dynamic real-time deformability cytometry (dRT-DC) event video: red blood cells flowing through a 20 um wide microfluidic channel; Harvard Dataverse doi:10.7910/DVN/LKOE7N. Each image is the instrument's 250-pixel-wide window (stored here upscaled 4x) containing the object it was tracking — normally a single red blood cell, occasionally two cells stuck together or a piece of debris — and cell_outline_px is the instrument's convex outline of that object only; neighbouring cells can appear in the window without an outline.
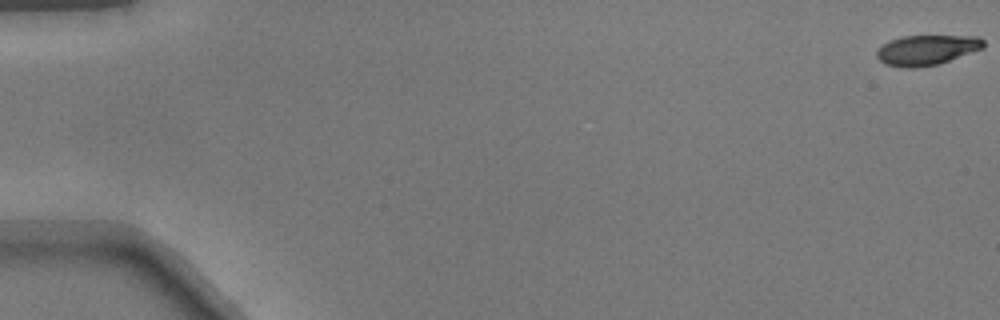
{"species": "common noctule bat (a hibernating species)", "species_latin": "Nyctalus noctula", "temperature_condition": "warm", "stored_images_in_passage": 51, "camera_frame_rate_fps": 3000, "um_per_image_px": 0.085, "animal": {"sex": "male", "body_mass_g": 17.9}, "frame": {"image": 1, "passage_image": 1, "time_ms": 0.0, "image_size_px": [1000, 320], "cell_outline_px": [[984, 48], [940, 64], [916, 68], [908, 68], [884, 64], [876, 56], [876, 52], [884, 44], [892, 40], [904, 36], [976, 36], [984, 40]], "centroid_in_image_um": [78.8, 4.26], "position_along_channel_um": 6.2, "area_um2": 18.67}}
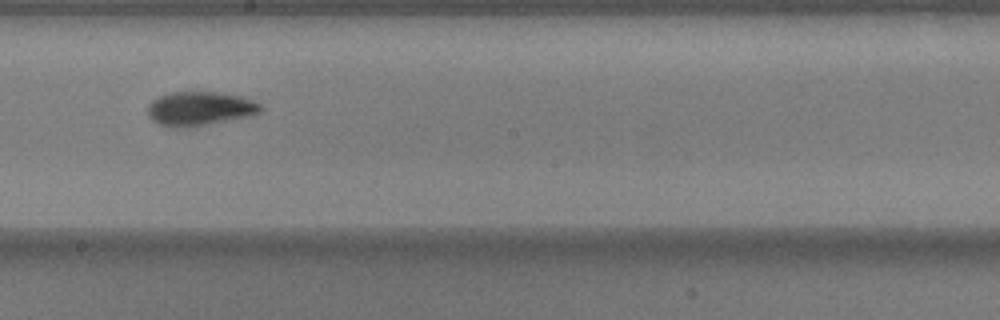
{"frame": {"image": 2, "passage_image": 30, "time_ms": 9.667, "image_size_px": [1000, 320], "cell_outline_px": [[264, 108], [260, 112], [248, 116], [192, 128], [168, 128], [156, 124], [148, 116], [148, 104], [152, 100], [168, 92], [220, 92], [240, 96], [252, 100], [260, 104]], "centroid_in_image_um": [16.94, 9.25], "position_along_channel_um": 231.3, "area_um2": 22.83}}
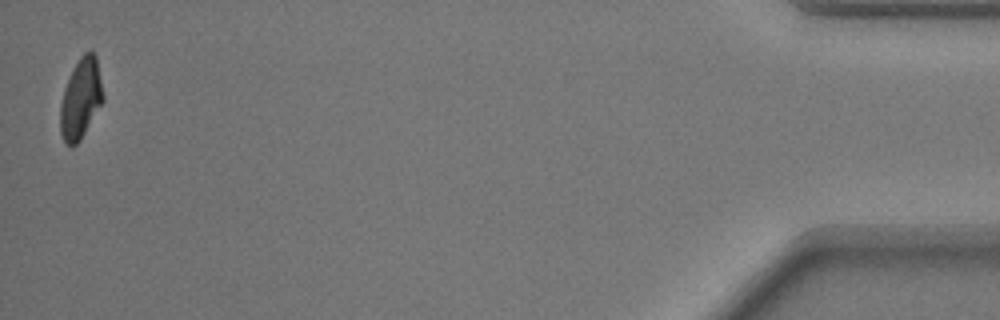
{"frame": {"image": 3, "passage_image": 51, "time_ms": 16.667, "image_size_px": [1000, 320], "cell_outline_px": [[104, 100], [80, 140], [72, 148], [64, 140], [60, 132], [60, 104], [64, 88], [80, 56], [88, 48], [96, 56], [104, 96]], "centroid_in_image_um": [6.87, 8.38], "position_along_channel_um": 428.3, "area_um2": 19.88}}